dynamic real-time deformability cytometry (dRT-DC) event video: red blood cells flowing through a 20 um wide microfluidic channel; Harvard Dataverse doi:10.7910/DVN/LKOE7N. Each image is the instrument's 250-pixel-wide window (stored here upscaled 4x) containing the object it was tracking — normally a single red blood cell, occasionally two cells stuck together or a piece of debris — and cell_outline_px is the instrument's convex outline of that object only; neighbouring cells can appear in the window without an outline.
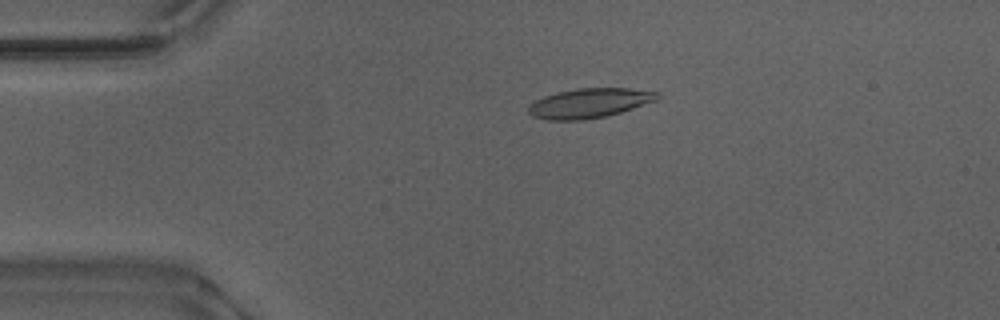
{"species": "Egyptian fruit bat (a non-hibernating species)", "species_latin": "Rousettus aegyptiacus", "temperature_condition": "warm", "stored_images_in_passage": 43, "camera_frame_rate_fps": 3000, "um_per_image_px": 0.085, "animal": {"sex": "male"}, "frame": {"image": 1, "passage_image": 1, "time_ms": 0.0, "image_size_px": [1000, 320], "cell_outline_px": [[660, 96], [656, 100], [620, 112], [604, 116], [584, 120], [544, 120], [532, 116], [528, 112], [528, 108], [536, 100], [544, 96], [556, 92], [580, 88], [628, 88], [660, 92]], "centroid_in_image_um": [50.08, 8.76], "position_along_channel_um": 34.9, "area_um2": 22.08}}
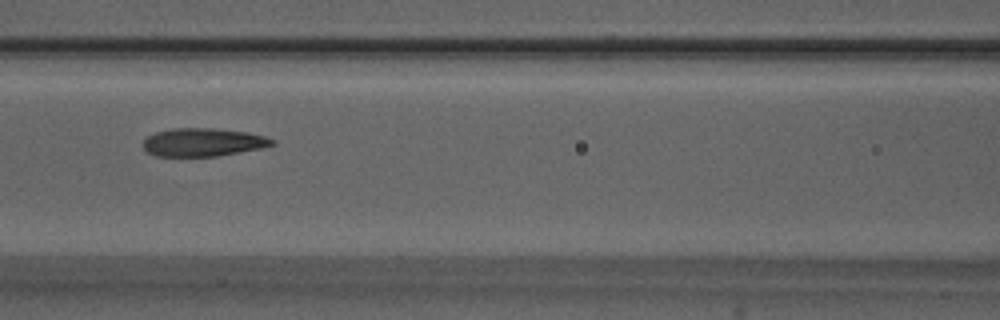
{"frame": {"image": 2, "passage_image": 13, "time_ms": 4.0, "image_size_px": [1000, 320], "cell_outline_px": [[276, 144], [260, 148], [216, 156], [156, 156], [148, 152], [144, 148], [144, 140], [148, 136], [156, 132], [172, 128], [212, 128], [248, 132], [264, 136], [276, 140]], "centroid_in_image_um": [17.27, 12.08], "position_along_channel_um": 149.3, "area_um2": 21.04}}
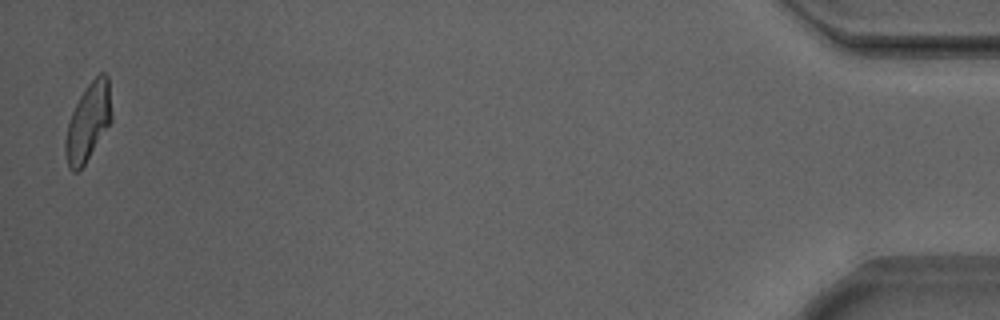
{"frame": {"image": 3, "passage_image": 42, "time_ms": 13.667, "image_size_px": [1000, 320], "cell_outline_px": [[112, 120], [84, 164], [76, 172], [72, 172], [68, 168], [64, 152], [64, 140], [68, 124], [72, 112], [80, 96], [88, 84], [100, 72], [104, 72], [108, 76], [112, 112]], "centroid_in_image_um": [7.49, 10.37], "position_along_channel_um": 427.7, "area_um2": 20.81}, "authors_computed_cell_mechanics": {"area_um2": 21.675, "velocity_mm_per_s": 3.8792, "shape_relaxation_time_tau1_ms": 7.7761, "shape_relaxation_time_tau2_ms": 1.7551, "deformation_change_tau1": 0.2336, "deformation_change_tau2": 0.0953}}